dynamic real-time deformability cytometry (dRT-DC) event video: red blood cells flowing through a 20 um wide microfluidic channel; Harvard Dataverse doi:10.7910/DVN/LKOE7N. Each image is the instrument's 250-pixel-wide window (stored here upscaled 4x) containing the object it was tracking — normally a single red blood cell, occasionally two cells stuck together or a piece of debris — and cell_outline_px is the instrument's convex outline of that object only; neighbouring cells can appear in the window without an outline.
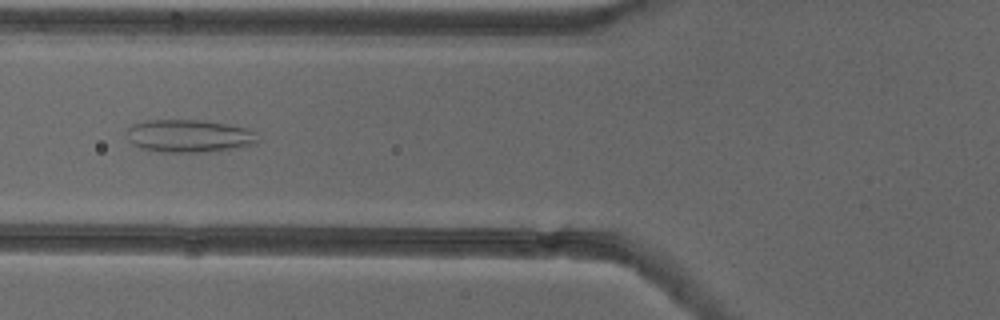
{"species": "common noctule bat (a hibernating species)", "species_latin": "Nyctalus noctula", "temperature_condition": "cold", "stored_images_in_passage": 35, "camera_frame_rate_fps": 3000, "um_per_image_px": 0.085, "animal": {"sex": "female"}, "frame": {"image": 1, "passage_image": 10, "time_ms": 3.0, "image_size_px": [1000, 320], "cell_outline_px": [[260, 140], [256, 144], [236, 148], [208, 152], [164, 152], [140, 148], [132, 144], [124, 136], [128, 128], [132, 124], [148, 120], [200, 120], [248, 128], [256, 132]], "centroid_in_image_um": [16.07, 11.56], "position_along_channel_um": 109.7, "area_um2": 25.32}}
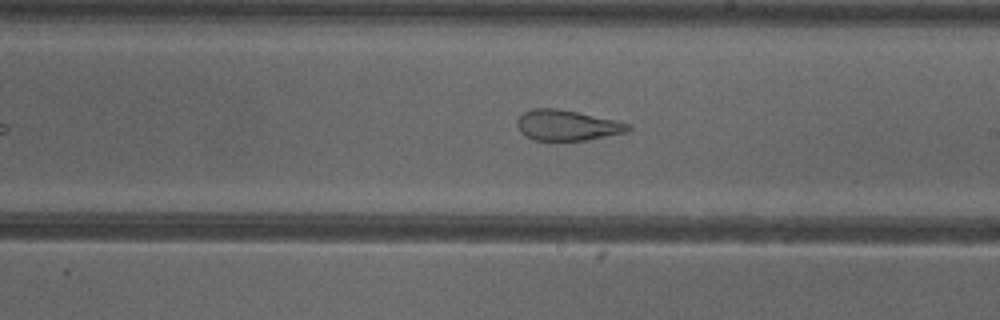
{"frame": {"image": 2, "passage_image": 20, "time_ms": 6.333, "image_size_px": [1000, 320], "cell_outline_px": [[632, 128], [628, 132], [588, 140], [532, 140], [524, 136], [520, 132], [516, 124], [516, 120], [524, 112], [532, 108], [556, 108], [576, 112], [632, 124]], "centroid_in_image_um": [48.18, 10.66], "position_along_channel_um": 240.8, "area_um2": 19.83}}
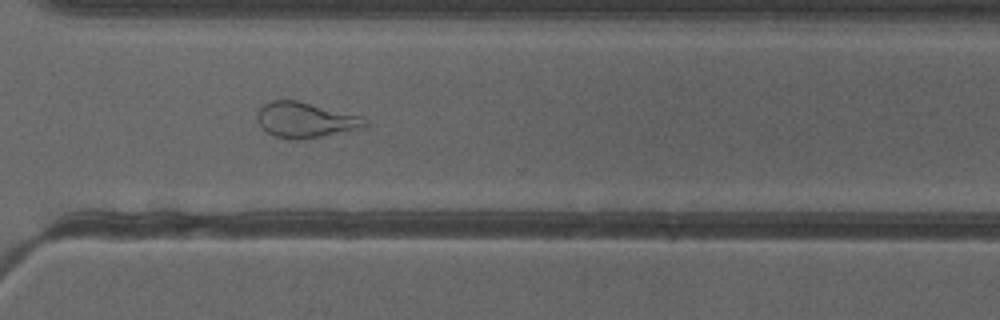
{"frame": {"image": 3, "passage_image": 28, "time_ms": 9.0, "image_size_px": [1000, 320], "cell_outline_px": [[368, 128], [304, 140], [296, 140], [272, 136], [256, 120], [256, 112], [264, 104], [272, 100], [296, 100], [364, 116], [368, 124]], "centroid_in_image_um": [26.02, 10.21], "position_along_channel_um": 344.6, "area_um2": 22.77}, "authors_computed_cell_mechanics": {"area_um2": 22.7732, "velocity_mm_per_s": 3.9143, "shape_relaxation_time_tau1_ms": null, "shape_relaxation_time_tau2_ms": 1.534, "deformation_change_tau1": null, "deformation_change_tau2": 0.1034}}